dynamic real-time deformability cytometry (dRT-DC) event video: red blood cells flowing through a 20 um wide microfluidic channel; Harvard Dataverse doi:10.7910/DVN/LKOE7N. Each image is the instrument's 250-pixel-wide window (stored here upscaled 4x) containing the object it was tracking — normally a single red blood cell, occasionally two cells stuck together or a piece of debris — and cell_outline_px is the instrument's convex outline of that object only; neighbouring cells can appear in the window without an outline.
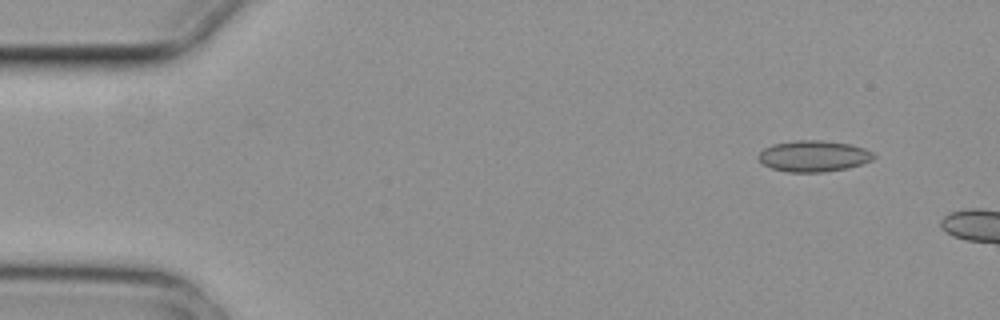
{"species": "common noctule bat (a hibernating species)", "species_latin": "Nyctalus noctula", "temperature_condition": "cold", "stored_images_in_passage": 4, "camera_frame_rate_fps": 3000, "um_per_image_px": 0.085, "animal": {"sex": "female", "body_mass_g": 29.2, "forearm_length_mm": 56.3}, "frame": {"image": 1, "passage_image": 2, "time_ms": 0.333, "image_size_px": [1000, 320], "cell_outline_px": [[876, 156], [872, 160], [848, 168], [824, 172], [784, 172], [772, 168], [764, 164], [756, 156], [764, 148], [772, 144], [796, 140], [820, 140], [848, 144], [864, 148], [872, 152]], "centroid_in_image_um": [69.13, 13.27], "position_along_channel_um": 15.9, "area_um2": 20.92}}